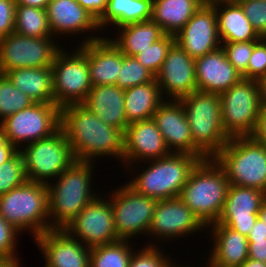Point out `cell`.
I'll return each instance as SVG.
<instances>
[{"mask_svg": "<svg viewBox=\"0 0 266 267\" xmlns=\"http://www.w3.org/2000/svg\"><path fill=\"white\" fill-rule=\"evenodd\" d=\"M77 161L92 162L99 156L122 160L124 132L106 124L83 104L61 109V125Z\"/></svg>", "mask_w": 266, "mask_h": 267, "instance_id": "obj_1", "label": "cell"}, {"mask_svg": "<svg viewBox=\"0 0 266 267\" xmlns=\"http://www.w3.org/2000/svg\"><path fill=\"white\" fill-rule=\"evenodd\" d=\"M92 163L76 160L55 179V184L48 182L49 219L53 220L50 230L65 229L98 196L91 190Z\"/></svg>", "mask_w": 266, "mask_h": 267, "instance_id": "obj_2", "label": "cell"}, {"mask_svg": "<svg viewBox=\"0 0 266 267\" xmlns=\"http://www.w3.org/2000/svg\"><path fill=\"white\" fill-rule=\"evenodd\" d=\"M229 185L225 169L215 158H206L193 169L179 198L207 227L218 221Z\"/></svg>", "mask_w": 266, "mask_h": 267, "instance_id": "obj_3", "label": "cell"}, {"mask_svg": "<svg viewBox=\"0 0 266 267\" xmlns=\"http://www.w3.org/2000/svg\"><path fill=\"white\" fill-rule=\"evenodd\" d=\"M179 101L191 129L193 155L214 158L230 139L222 127L219 94L196 90Z\"/></svg>", "mask_w": 266, "mask_h": 267, "instance_id": "obj_4", "label": "cell"}, {"mask_svg": "<svg viewBox=\"0 0 266 267\" xmlns=\"http://www.w3.org/2000/svg\"><path fill=\"white\" fill-rule=\"evenodd\" d=\"M201 160L199 156L190 153L171 152L164 157L148 160L150 165L147 169L142 170L128 185L136 192L158 201L179 197L190 174Z\"/></svg>", "mask_w": 266, "mask_h": 267, "instance_id": "obj_5", "label": "cell"}, {"mask_svg": "<svg viewBox=\"0 0 266 267\" xmlns=\"http://www.w3.org/2000/svg\"><path fill=\"white\" fill-rule=\"evenodd\" d=\"M0 215L18 231L28 229L34 239L47 232L52 221L47 184L26 181L0 196Z\"/></svg>", "mask_w": 266, "mask_h": 267, "instance_id": "obj_6", "label": "cell"}, {"mask_svg": "<svg viewBox=\"0 0 266 267\" xmlns=\"http://www.w3.org/2000/svg\"><path fill=\"white\" fill-rule=\"evenodd\" d=\"M214 158L225 169L230 185L266 193V147L263 143L252 136L232 137Z\"/></svg>", "mask_w": 266, "mask_h": 267, "instance_id": "obj_7", "label": "cell"}, {"mask_svg": "<svg viewBox=\"0 0 266 267\" xmlns=\"http://www.w3.org/2000/svg\"><path fill=\"white\" fill-rule=\"evenodd\" d=\"M219 96L225 133L230 138L251 136L262 108L260 82L242 78Z\"/></svg>", "mask_w": 266, "mask_h": 267, "instance_id": "obj_8", "label": "cell"}, {"mask_svg": "<svg viewBox=\"0 0 266 267\" xmlns=\"http://www.w3.org/2000/svg\"><path fill=\"white\" fill-rule=\"evenodd\" d=\"M51 70L54 104L60 109L83 104L93 87L86 58V43H82L71 54L61 49L54 58Z\"/></svg>", "mask_w": 266, "mask_h": 267, "instance_id": "obj_9", "label": "cell"}, {"mask_svg": "<svg viewBox=\"0 0 266 267\" xmlns=\"http://www.w3.org/2000/svg\"><path fill=\"white\" fill-rule=\"evenodd\" d=\"M23 148L19 151L27 181L48 184L50 179H56L76 161L61 128L47 138L25 144Z\"/></svg>", "mask_w": 266, "mask_h": 267, "instance_id": "obj_10", "label": "cell"}, {"mask_svg": "<svg viewBox=\"0 0 266 267\" xmlns=\"http://www.w3.org/2000/svg\"><path fill=\"white\" fill-rule=\"evenodd\" d=\"M60 125L61 109L54 103H33L0 121L4 136L18 150L23 143L30 144L53 135Z\"/></svg>", "mask_w": 266, "mask_h": 267, "instance_id": "obj_11", "label": "cell"}, {"mask_svg": "<svg viewBox=\"0 0 266 267\" xmlns=\"http://www.w3.org/2000/svg\"><path fill=\"white\" fill-rule=\"evenodd\" d=\"M53 37L33 38L15 32L0 38V74L20 68L51 67L62 49Z\"/></svg>", "mask_w": 266, "mask_h": 267, "instance_id": "obj_12", "label": "cell"}, {"mask_svg": "<svg viewBox=\"0 0 266 267\" xmlns=\"http://www.w3.org/2000/svg\"><path fill=\"white\" fill-rule=\"evenodd\" d=\"M112 195L110 202L118 239L129 241L141 233L147 235L158 200L136 192L127 183Z\"/></svg>", "mask_w": 266, "mask_h": 267, "instance_id": "obj_13", "label": "cell"}, {"mask_svg": "<svg viewBox=\"0 0 266 267\" xmlns=\"http://www.w3.org/2000/svg\"><path fill=\"white\" fill-rule=\"evenodd\" d=\"M65 230L88 248L119 240L114 228L112 204L110 200L99 197V194L79 212Z\"/></svg>", "mask_w": 266, "mask_h": 267, "instance_id": "obj_14", "label": "cell"}, {"mask_svg": "<svg viewBox=\"0 0 266 267\" xmlns=\"http://www.w3.org/2000/svg\"><path fill=\"white\" fill-rule=\"evenodd\" d=\"M175 42L193 59L220 48L221 39L214 6L204 3L175 35Z\"/></svg>", "mask_w": 266, "mask_h": 267, "instance_id": "obj_15", "label": "cell"}, {"mask_svg": "<svg viewBox=\"0 0 266 267\" xmlns=\"http://www.w3.org/2000/svg\"><path fill=\"white\" fill-rule=\"evenodd\" d=\"M155 79L161 94H168L166 97L169 96L170 100H179L190 95L197 90L195 59L175 42Z\"/></svg>", "mask_w": 266, "mask_h": 267, "instance_id": "obj_16", "label": "cell"}, {"mask_svg": "<svg viewBox=\"0 0 266 267\" xmlns=\"http://www.w3.org/2000/svg\"><path fill=\"white\" fill-rule=\"evenodd\" d=\"M203 227L207 228L179 197H175L158 201L147 235L167 240L201 232Z\"/></svg>", "mask_w": 266, "mask_h": 267, "instance_id": "obj_17", "label": "cell"}, {"mask_svg": "<svg viewBox=\"0 0 266 267\" xmlns=\"http://www.w3.org/2000/svg\"><path fill=\"white\" fill-rule=\"evenodd\" d=\"M265 199L266 193L260 189L229 185L224 207L217 223L248 236Z\"/></svg>", "mask_w": 266, "mask_h": 267, "instance_id": "obj_18", "label": "cell"}, {"mask_svg": "<svg viewBox=\"0 0 266 267\" xmlns=\"http://www.w3.org/2000/svg\"><path fill=\"white\" fill-rule=\"evenodd\" d=\"M42 250L45 267H90L91 248L73 238L65 229H51L35 238Z\"/></svg>", "mask_w": 266, "mask_h": 267, "instance_id": "obj_19", "label": "cell"}, {"mask_svg": "<svg viewBox=\"0 0 266 267\" xmlns=\"http://www.w3.org/2000/svg\"><path fill=\"white\" fill-rule=\"evenodd\" d=\"M170 153L153 118L133 122L126 127L123 161L127 163V169L140 159L143 162L158 159Z\"/></svg>", "mask_w": 266, "mask_h": 267, "instance_id": "obj_20", "label": "cell"}, {"mask_svg": "<svg viewBox=\"0 0 266 267\" xmlns=\"http://www.w3.org/2000/svg\"><path fill=\"white\" fill-rule=\"evenodd\" d=\"M86 43V58L92 86L116 85L122 65L121 50L108 38L91 36Z\"/></svg>", "mask_w": 266, "mask_h": 267, "instance_id": "obj_21", "label": "cell"}, {"mask_svg": "<svg viewBox=\"0 0 266 267\" xmlns=\"http://www.w3.org/2000/svg\"><path fill=\"white\" fill-rule=\"evenodd\" d=\"M197 90L221 94L242 79L222 47L195 59Z\"/></svg>", "mask_w": 266, "mask_h": 267, "instance_id": "obj_22", "label": "cell"}, {"mask_svg": "<svg viewBox=\"0 0 266 267\" xmlns=\"http://www.w3.org/2000/svg\"><path fill=\"white\" fill-rule=\"evenodd\" d=\"M165 100L153 115L167 148L174 153L193 154L191 129L179 100ZM174 148V150L172 149Z\"/></svg>", "mask_w": 266, "mask_h": 267, "instance_id": "obj_23", "label": "cell"}, {"mask_svg": "<svg viewBox=\"0 0 266 267\" xmlns=\"http://www.w3.org/2000/svg\"><path fill=\"white\" fill-rule=\"evenodd\" d=\"M46 12L53 37L99 29L97 20L76 0H50Z\"/></svg>", "mask_w": 266, "mask_h": 267, "instance_id": "obj_24", "label": "cell"}, {"mask_svg": "<svg viewBox=\"0 0 266 267\" xmlns=\"http://www.w3.org/2000/svg\"><path fill=\"white\" fill-rule=\"evenodd\" d=\"M124 91L117 85L93 86L83 105L106 124L125 132L129 123L124 109Z\"/></svg>", "mask_w": 266, "mask_h": 267, "instance_id": "obj_25", "label": "cell"}, {"mask_svg": "<svg viewBox=\"0 0 266 267\" xmlns=\"http://www.w3.org/2000/svg\"><path fill=\"white\" fill-rule=\"evenodd\" d=\"M209 226H212L211 234L215 241L210 258L218 263L240 266L248 258L247 236L217 222L207 228Z\"/></svg>", "mask_w": 266, "mask_h": 267, "instance_id": "obj_26", "label": "cell"}, {"mask_svg": "<svg viewBox=\"0 0 266 267\" xmlns=\"http://www.w3.org/2000/svg\"><path fill=\"white\" fill-rule=\"evenodd\" d=\"M4 75L35 103H54L51 67L13 69Z\"/></svg>", "mask_w": 266, "mask_h": 267, "instance_id": "obj_27", "label": "cell"}, {"mask_svg": "<svg viewBox=\"0 0 266 267\" xmlns=\"http://www.w3.org/2000/svg\"><path fill=\"white\" fill-rule=\"evenodd\" d=\"M204 3V0H153L151 20L165 34L175 36Z\"/></svg>", "mask_w": 266, "mask_h": 267, "instance_id": "obj_28", "label": "cell"}, {"mask_svg": "<svg viewBox=\"0 0 266 267\" xmlns=\"http://www.w3.org/2000/svg\"><path fill=\"white\" fill-rule=\"evenodd\" d=\"M212 5L217 15L218 32L221 42H240L262 39L256 33L251 22L244 15L241 6L237 2Z\"/></svg>", "mask_w": 266, "mask_h": 267, "instance_id": "obj_29", "label": "cell"}, {"mask_svg": "<svg viewBox=\"0 0 266 267\" xmlns=\"http://www.w3.org/2000/svg\"><path fill=\"white\" fill-rule=\"evenodd\" d=\"M163 98V99H162ZM165 101L156 79L136 85L124 91V109L127 122L152 119L158 107Z\"/></svg>", "mask_w": 266, "mask_h": 267, "instance_id": "obj_30", "label": "cell"}, {"mask_svg": "<svg viewBox=\"0 0 266 267\" xmlns=\"http://www.w3.org/2000/svg\"><path fill=\"white\" fill-rule=\"evenodd\" d=\"M152 3L153 0H107L106 10L97 21L99 30L112 24L120 28L151 20Z\"/></svg>", "mask_w": 266, "mask_h": 267, "instance_id": "obj_31", "label": "cell"}, {"mask_svg": "<svg viewBox=\"0 0 266 267\" xmlns=\"http://www.w3.org/2000/svg\"><path fill=\"white\" fill-rule=\"evenodd\" d=\"M120 29V35L116 39H110L124 55L130 57L142 52L165 35L153 20L128 24Z\"/></svg>", "mask_w": 266, "mask_h": 267, "instance_id": "obj_32", "label": "cell"}, {"mask_svg": "<svg viewBox=\"0 0 266 267\" xmlns=\"http://www.w3.org/2000/svg\"><path fill=\"white\" fill-rule=\"evenodd\" d=\"M15 33L33 37H51L47 12L31 6H16L15 9Z\"/></svg>", "mask_w": 266, "mask_h": 267, "instance_id": "obj_33", "label": "cell"}, {"mask_svg": "<svg viewBox=\"0 0 266 267\" xmlns=\"http://www.w3.org/2000/svg\"><path fill=\"white\" fill-rule=\"evenodd\" d=\"M133 248L128 240H117L90 250V267H129Z\"/></svg>", "mask_w": 266, "mask_h": 267, "instance_id": "obj_34", "label": "cell"}, {"mask_svg": "<svg viewBox=\"0 0 266 267\" xmlns=\"http://www.w3.org/2000/svg\"><path fill=\"white\" fill-rule=\"evenodd\" d=\"M35 103L30 97L16 88L4 75L0 74V117H6L26 109Z\"/></svg>", "mask_w": 266, "mask_h": 267, "instance_id": "obj_35", "label": "cell"}, {"mask_svg": "<svg viewBox=\"0 0 266 267\" xmlns=\"http://www.w3.org/2000/svg\"><path fill=\"white\" fill-rule=\"evenodd\" d=\"M154 80L155 75L145 68L135 57L126 56L122 53V65L117 77V86L127 89Z\"/></svg>", "mask_w": 266, "mask_h": 267, "instance_id": "obj_36", "label": "cell"}, {"mask_svg": "<svg viewBox=\"0 0 266 267\" xmlns=\"http://www.w3.org/2000/svg\"><path fill=\"white\" fill-rule=\"evenodd\" d=\"M175 43V36L165 34L161 39L151 44L134 57L155 76L160 71L169 49Z\"/></svg>", "mask_w": 266, "mask_h": 267, "instance_id": "obj_37", "label": "cell"}, {"mask_svg": "<svg viewBox=\"0 0 266 267\" xmlns=\"http://www.w3.org/2000/svg\"><path fill=\"white\" fill-rule=\"evenodd\" d=\"M27 181L23 157L18 150L10 159L0 165V196Z\"/></svg>", "mask_w": 266, "mask_h": 267, "instance_id": "obj_38", "label": "cell"}, {"mask_svg": "<svg viewBox=\"0 0 266 267\" xmlns=\"http://www.w3.org/2000/svg\"><path fill=\"white\" fill-rule=\"evenodd\" d=\"M259 41L223 42L221 47L225 52L227 60L243 75L247 71L254 47Z\"/></svg>", "mask_w": 266, "mask_h": 267, "instance_id": "obj_39", "label": "cell"}, {"mask_svg": "<svg viewBox=\"0 0 266 267\" xmlns=\"http://www.w3.org/2000/svg\"><path fill=\"white\" fill-rule=\"evenodd\" d=\"M261 38H266V0H240L237 2Z\"/></svg>", "mask_w": 266, "mask_h": 267, "instance_id": "obj_40", "label": "cell"}, {"mask_svg": "<svg viewBox=\"0 0 266 267\" xmlns=\"http://www.w3.org/2000/svg\"><path fill=\"white\" fill-rule=\"evenodd\" d=\"M150 244L138 252L132 254L129 267H169L171 259L164 257V253L160 252L158 246ZM163 253V254H162Z\"/></svg>", "mask_w": 266, "mask_h": 267, "instance_id": "obj_41", "label": "cell"}, {"mask_svg": "<svg viewBox=\"0 0 266 267\" xmlns=\"http://www.w3.org/2000/svg\"><path fill=\"white\" fill-rule=\"evenodd\" d=\"M266 75V38H262L254 47L244 79L260 81Z\"/></svg>", "mask_w": 266, "mask_h": 267, "instance_id": "obj_42", "label": "cell"}, {"mask_svg": "<svg viewBox=\"0 0 266 267\" xmlns=\"http://www.w3.org/2000/svg\"><path fill=\"white\" fill-rule=\"evenodd\" d=\"M19 233L20 231L0 215V259L18 260L16 258L17 253L15 248L17 244L15 242Z\"/></svg>", "mask_w": 266, "mask_h": 267, "instance_id": "obj_43", "label": "cell"}, {"mask_svg": "<svg viewBox=\"0 0 266 267\" xmlns=\"http://www.w3.org/2000/svg\"><path fill=\"white\" fill-rule=\"evenodd\" d=\"M15 0H0V38L15 31Z\"/></svg>", "mask_w": 266, "mask_h": 267, "instance_id": "obj_44", "label": "cell"}, {"mask_svg": "<svg viewBox=\"0 0 266 267\" xmlns=\"http://www.w3.org/2000/svg\"><path fill=\"white\" fill-rule=\"evenodd\" d=\"M97 21L104 14L107 0H76Z\"/></svg>", "mask_w": 266, "mask_h": 267, "instance_id": "obj_45", "label": "cell"}, {"mask_svg": "<svg viewBox=\"0 0 266 267\" xmlns=\"http://www.w3.org/2000/svg\"><path fill=\"white\" fill-rule=\"evenodd\" d=\"M248 258L266 263V238L248 240Z\"/></svg>", "mask_w": 266, "mask_h": 267, "instance_id": "obj_46", "label": "cell"}, {"mask_svg": "<svg viewBox=\"0 0 266 267\" xmlns=\"http://www.w3.org/2000/svg\"><path fill=\"white\" fill-rule=\"evenodd\" d=\"M255 140L266 147V106L262 105L254 133L251 135Z\"/></svg>", "mask_w": 266, "mask_h": 267, "instance_id": "obj_47", "label": "cell"}, {"mask_svg": "<svg viewBox=\"0 0 266 267\" xmlns=\"http://www.w3.org/2000/svg\"><path fill=\"white\" fill-rule=\"evenodd\" d=\"M17 151L18 149L7 140L0 128V165L10 159Z\"/></svg>", "mask_w": 266, "mask_h": 267, "instance_id": "obj_48", "label": "cell"}, {"mask_svg": "<svg viewBox=\"0 0 266 267\" xmlns=\"http://www.w3.org/2000/svg\"><path fill=\"white\" fill-rule=\"evenodd\" d=\"M266 238V226L263 221L257 218L255 225L249 232L248 240H261Z\"/></svg>", "mask_w": 266, "mask_h": 267, "instance_id": "obj_49", "label": "cell"}, {"mask_svg": "<svg viewBox=\"0 0 266 267\" xmlns=\"http://www.w3.org/2000/svg\"><path fill=\"white\" fill-rule=\"evenodd\" d=\"M50 0H15L16 6H31L40 9H45Z\"/></svg>", "mask_w": 266, "mask_h": 267, "instance_id": "obj_50", "label": "cell"}, {"mask_svg": "<svg viewBox=\"0 0 266 267\" xmlns=\"http://www.w3.org/2000/svg\"><path fill=\"white\" fill-rule=\"evenodd\" d=\"M239 267H266V263L247 258Z\"/></svg>", "mask_w": 266, "mask_h": 267, "instance_id": "obj_51", "label": "cell"}, {"mask_svg": "<svg viewBox=\"0 0 266 267\" xmlns=\"http://www.w3.org/2000/svg\"><path fill=\"white\" fill-rule=\"evenodd\" d=\"M0 267H20L18 260L0 259Z\"/></svg>", "mask_w": 266, "mask_h": 267, "instance_id": "obj_52", "label": "cell"}, {"mask_svg": "<svg viewBox=\"0 0 266 267\" xmlns=\"http://www.w3.org/2000/svg\"><path fill=\"white\" fill-rule=\"evenodd\" d=\"M259 82L261 85L262 105L266 106V75Z\"/></svg>", "mask_w": 266, "mask_h": 267, "instance_id": "obj_53", "label": "cell"}, {"mask_svg": "<svg viewBox=\"0 0 266 267\" xmlns=\"http://www.w3.org/2000/svg\"><path fill=\"white\" fill-rule=\"evenodd\" d=\"M258 218L263 221L266 226V199L261 204L260 210L258 212Z\"/></svg>", "mask_w": 266, "mask_h": 267, "instance_id": "obj_54", "label": "cell"}, {"mask_svg": "<svg viewBox=\"0 0 266 267\" xmlns=\"http://www.w3.org/2000/svg\"><path fill=\"white\" fill-rule=\"evenodd\" d=\"M208 264H209L208 267H239V266H233V265H226V264L218 263L211 258L209 259Z\"/></svg>", "mask_w": 266, "mask_h": 267, "instance_id": "obj_55", "label": "cell"}, {"mask_svg": "<svg viewBox=\"0 0 266 267\" xmlns=\"http://www.w3.org/2000/svg\"><path fill=\"white\" fill-rule=\"evenodd\" d=\"M208 4H219V3H236L240 0H204Z\"/></svg>", "mask_w": 266, "mask_h": 267, "instance_id": "obj_56", "label": "cell"}, {"mask_svg": "<svg viewBox=\"0 0 266 267\" xmlns=\"http://www.w3.org/2000/svg\"><path fill=\"white\" fill-rule=\"evenodd\" d=\"M172 265H173V263H171L169 267H179V266H175V265L172 266ZM180 267H182V266H180Z\"/></svg>", "mask_w": 266, "mask_h": 267, "instance_id": "obj_57", "label": "cell"}]
</instances>
